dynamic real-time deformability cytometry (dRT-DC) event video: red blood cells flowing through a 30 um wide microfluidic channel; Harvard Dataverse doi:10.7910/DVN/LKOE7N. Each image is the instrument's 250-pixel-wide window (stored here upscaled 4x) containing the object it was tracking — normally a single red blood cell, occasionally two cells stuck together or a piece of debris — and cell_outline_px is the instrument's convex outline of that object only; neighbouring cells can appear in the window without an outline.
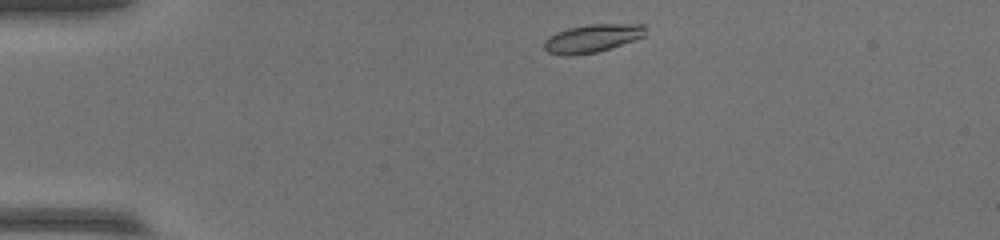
{"species": "common noctule bat (a hibernating species)", "species_latin": "Nyctalus noctula", "temperature_condition": "warm", "stored_images_in_passage": 43, "camera_frame_rate_fps": 3000, "um_per_image_px": 0.085, "animal": {"sex": "female", "body_mass_g": 17.0, "forearm_length_mm": 48.0}, "frame": {"image": 1, "passage_image": 1, "time_ms": 0.0, "image_size_px": [1000, 240], "cell_outline_px": [[644, 36], [596, 52], [568, 56], [564, 56], [548, 52], [544, 48], [544, 40], [548, 36], [556, 32], [568, 28], [588, 24], [644, 24]], "centroid_in_image_um": [50.27, 3.25], "position_along_channel_um": 34.7, "area_um2": 16.36}}
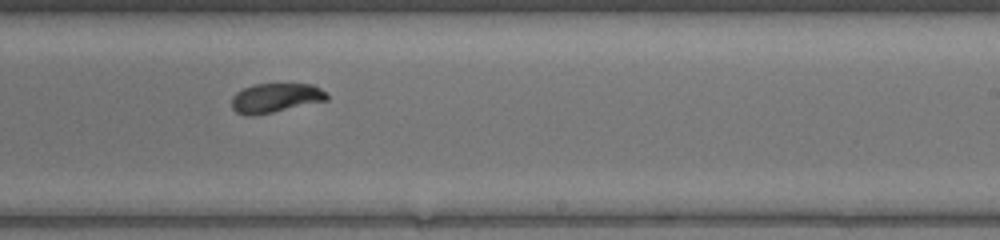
{"frame": {"image": 2, "passage_image": 23, "time_ms": 7.333, "image_size_px": [1000, 240], "cell_outline_px": [[328, 100], [272, 112], [252, 116], [248, 116], [236, 112], [232, 108], [232, 96], [236, 92], [252, 84], [312, 84], [328, 92]], "centroid_in_image_um": [23.42, 8.31], "position_along_channel_um": 265.6, "area_um2": 16.3}}
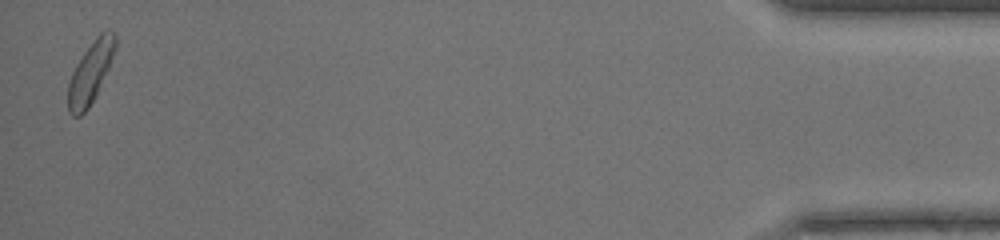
{"frame": {"image": 3, "passage_image": 42, "time_ms": 13.667, "image_size_px": [1000, 240], "cell_outline_px": [[116, 48], [108, 68], [88, 108], [80, 116], [72, 116], [68, 112], [68, 84], [72, 72], [76, 64], [84, 52], [100, 32], [108, 28], [116, 36]], "centroid_in_image_um": [7.68, 6.14], "position_along_channel_um": 427.5, "area_um2": 16.53}}